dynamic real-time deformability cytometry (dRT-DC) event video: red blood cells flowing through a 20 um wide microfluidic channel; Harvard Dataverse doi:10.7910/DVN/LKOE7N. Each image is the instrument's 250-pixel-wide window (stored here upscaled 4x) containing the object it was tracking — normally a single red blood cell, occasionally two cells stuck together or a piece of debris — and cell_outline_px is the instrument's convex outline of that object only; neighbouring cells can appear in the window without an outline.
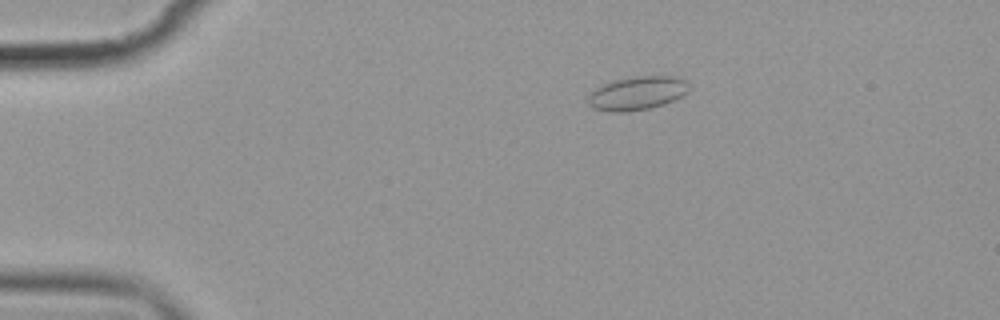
{"species": "common noctule bat (a hibernating species)", "species_latin": "Nyctalus noctula", "temperature_condition": "cold", "stored_images_in_passage": 6, "camera_frame_rate_fps": 3000, "um_per_image_px": 0.085, "animal": {"sex": "female", "body_mass_g": 19.9}, "frame": {"image": 1, "passage_image": 4, "time_ms": 3.667, "image_size_px": [1000, 320], "cell_outline_px": [[688, 92], [664, 104], [648, 108], [624, 112], [612, 112], [592, 108], [588, 104], [588, 96], [596, 88], [612, 80], [636, 76], [676, 76], [684, 80], [688, 84]], "centroid_in_image_um": [54.13, 7.92], "position_along_channel_um": 30.9, "area_um2": 19.59}}